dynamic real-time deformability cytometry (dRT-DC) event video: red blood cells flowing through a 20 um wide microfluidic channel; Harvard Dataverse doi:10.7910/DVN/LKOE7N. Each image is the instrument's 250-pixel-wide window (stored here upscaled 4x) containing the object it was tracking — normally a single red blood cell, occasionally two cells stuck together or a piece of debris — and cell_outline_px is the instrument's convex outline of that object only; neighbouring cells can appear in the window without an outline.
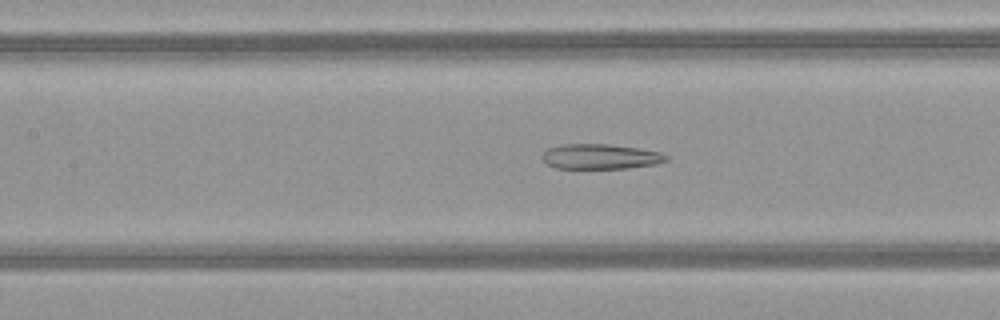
{"species": "common noctule bat (a hibernating species)", "species_latin": "Nyctalus noctula", "temperature_condition": "warm", "stored_images_in_passage": 50, "camera_frame_rate_fps": 3000, "um_per_image_px": 0.085, "animal": {"sex": "female", "body_mass_g": 21.9}, "frame": {"image": 1, "passage_image": 22, "time_ms": 7.0, "image_size_px": [1000, 320], "cell_outline_px": [[668, 160], [656, 164], [628, 168], [556, 168], [548, 164], [540, 156], [548, 148], [560, 144], [608, 144], [636, 148], [660, 152], [668, 156]], "centroid_in_image_um": [51.02, 13.3], "position_along_channel_um": 156.4, "area_um2": 18.03}}
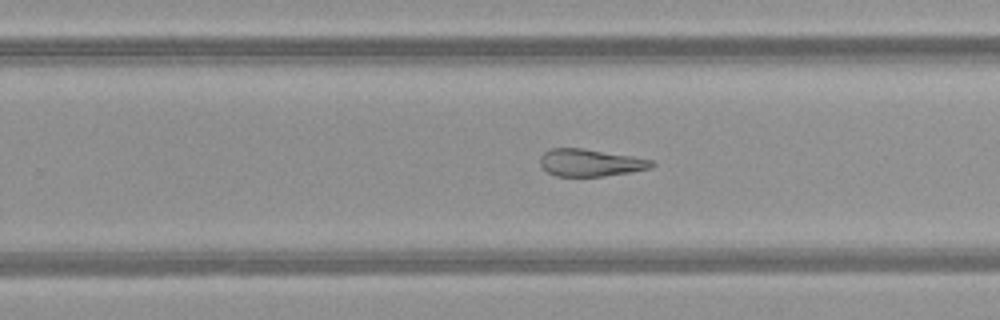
{"frame": {"image": 2, "passage_image": 31, "time_ms": 10.0, "image_size_px": [1000, 320], "cell_outline_px": [[656, 164], [652, 168], [604, 176], [556, 176], [548, 172], [540, 164], [540, 156], [544, 152], [552, 148], [584, 148], [632, 156], [652, 160]], "centroid_in_image_um": [50.18, 13.82], "position_along_channel_um": 279.6, "area_um2": 17.69}}
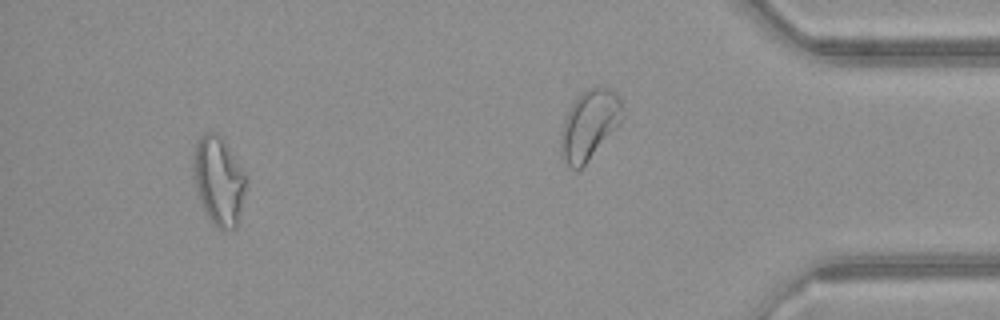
{"frame": {"image": 3, "passage_image": 46, "time_ms": 15.0, "image_size_px": [1000, 320], "cell_outline_px": [[244, 192], [236, 224], [232, 228], [216, 228], [208, 216], [196, 192], [192, 172], [192, 156], [196, 144], [200, 136], [204, 132], [216, 132], [224, 140], [244, 172]], "centroid_in_image_um": [18.52, 15.29], "position_along_channel_um": 416.7, "area_um2": 26.59}, "authors_computed_cell_mechanics": {"area_um2": 23.9292, "velocity_mm_per_s": 4.1245, "shape_relaxation_time_tau1_ms": null, "shape_relaxation_time_tau2_ms": 2.8452, "deformation_change_tau1": null, "deformation_change_tau2": 0.1301}}